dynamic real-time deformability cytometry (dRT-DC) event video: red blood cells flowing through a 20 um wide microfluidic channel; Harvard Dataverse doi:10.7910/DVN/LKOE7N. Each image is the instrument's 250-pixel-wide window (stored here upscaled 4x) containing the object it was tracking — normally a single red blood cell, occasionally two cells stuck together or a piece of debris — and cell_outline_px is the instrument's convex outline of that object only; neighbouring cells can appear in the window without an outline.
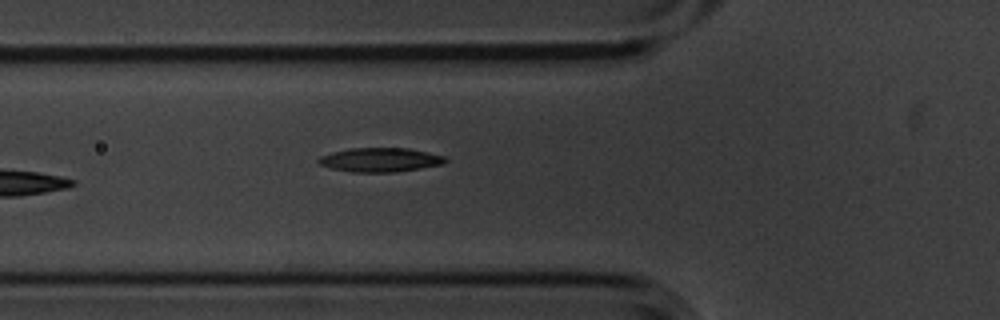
{"species": "common noctule bat (a hibernating species)", "species_latin": "Nyctalus noctula", "temperature_condition": "cold", "stored_images_in_passage": 6, "camera_frame_rate_fps": 3000, "um_per_image_px": 0.085, "animal": {"sex": "male", "body_mass_g": 20.1, "forearm_length_mm": 53.5}, "frame": {"image": 1, "passage_image": 6, "time_ms": 1.667, "image_size_px": [1000, 320], "cell_outline_px": [[448, 160], [444, 164], [420, 168], [392, 172], [352, 172], [332, 168], [320, 164], [316, 160], [320, 156], [332, 152], [348, 148], [408, 148], [444, 156]], "centroid_in_image_um": [32.3, 13.58], "position_along_channel_um": 93.5, "area_um2": 17.69}}